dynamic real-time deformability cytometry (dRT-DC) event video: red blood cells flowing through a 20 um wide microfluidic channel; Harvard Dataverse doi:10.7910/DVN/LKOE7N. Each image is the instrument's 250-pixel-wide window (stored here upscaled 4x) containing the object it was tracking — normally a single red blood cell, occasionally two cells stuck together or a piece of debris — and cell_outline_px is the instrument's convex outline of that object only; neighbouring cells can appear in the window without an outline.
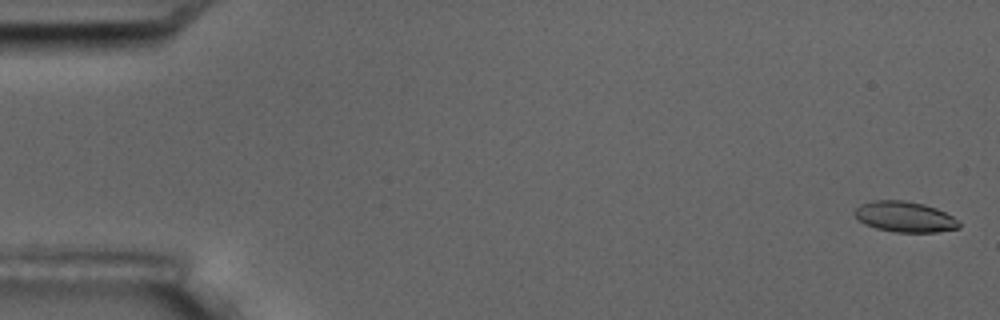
{"species": "common noctule bat (a hibernating species)", "species_latin": "Nyctalus noctula", "temperature_condition": "room temperature", "stored_images_in_passage": 6, "camera_frame_rate_fps": 3000, "um_per_image_px": 0.085, "animal": {"sex": "male", "body_mass_g": 17.5, "forearm_length_mm": 52.3}, "frame": {"image": 1, "passage_image": 1, "time_ms": 0.0, "image_size_px": [1000, 320], "cell_outline_px": [[960, 228], [936, 232], [896, 232], [876, 228], [864, 224], [852, 212], [860, 204], [872, 200], [904, 200], [924, 204], [936, 208], [960, 220]], "centroid_in_image_um": [76.91, 18.42], "position_along_channel_um": 8.1, "area_um2": 18.73}}
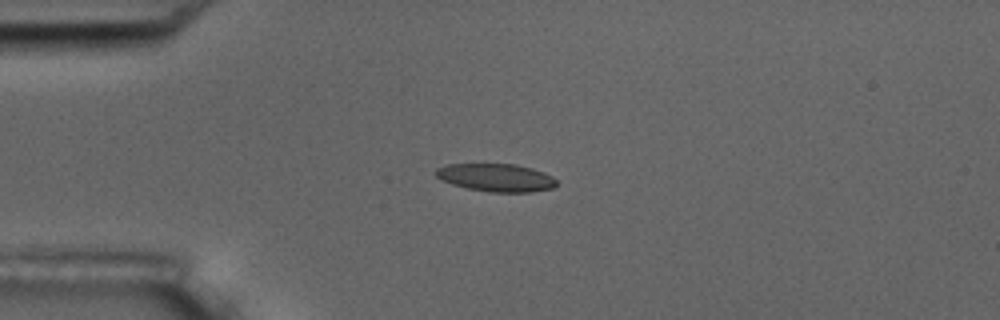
{"frame": {"image": 2, "passage_image": 4, "time_ms": 4.333, "image_size_px": [1000, 320], "cell_outline_px": [[556, 184], [552, 188], [528, 192], [488, 192], [468, 188], [452, 184], [436, 176], [436, 168], [448, 164], [516, 164], [532, 168], [544, 172], [552, 176], [556, 180]], "centroid_in_image_um": [42.18, 15.09], "position_along_channel_um": 42.8, "area_um2": 19.48}}